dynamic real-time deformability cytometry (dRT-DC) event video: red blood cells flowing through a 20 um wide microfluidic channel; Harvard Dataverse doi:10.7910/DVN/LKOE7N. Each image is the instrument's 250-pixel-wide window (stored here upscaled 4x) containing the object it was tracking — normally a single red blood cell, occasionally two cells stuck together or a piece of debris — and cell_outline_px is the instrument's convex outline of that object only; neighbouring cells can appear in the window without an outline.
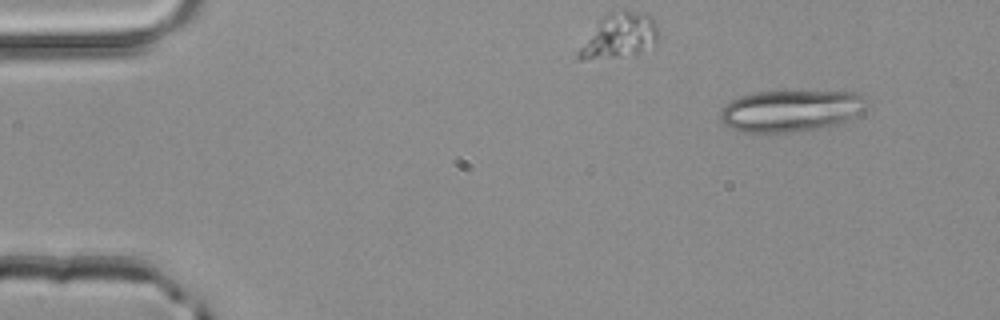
{"species": "common noctule bat (a hibernating species)", "species_latin": "Nyctalus noctula", "temperature_condition": "room temperature", "stored_images_in_passage": 3, "camera_frame_rate_fps": 3000, "um_per_image_px": 0.085, "animal": {"sex": "male", "body_mass_g": 20.4}, "frame": {"image": 1, "passage_image": 1, "time_ms": 0.0, "image_size_px": [1000, 320], "cell_outline_px": [[868, 108], [836, 124], [820, 128], [792, 132], [744, 132], [732, 128], [724, 124], [720, 120], [720, 108], [732, 100], [740, 96], [752, 92], [864, 92]], "centroid_in_image_um": [67.21, 9.41], "position_along_channel_um": 17.8, "area_um2": 35.37}}